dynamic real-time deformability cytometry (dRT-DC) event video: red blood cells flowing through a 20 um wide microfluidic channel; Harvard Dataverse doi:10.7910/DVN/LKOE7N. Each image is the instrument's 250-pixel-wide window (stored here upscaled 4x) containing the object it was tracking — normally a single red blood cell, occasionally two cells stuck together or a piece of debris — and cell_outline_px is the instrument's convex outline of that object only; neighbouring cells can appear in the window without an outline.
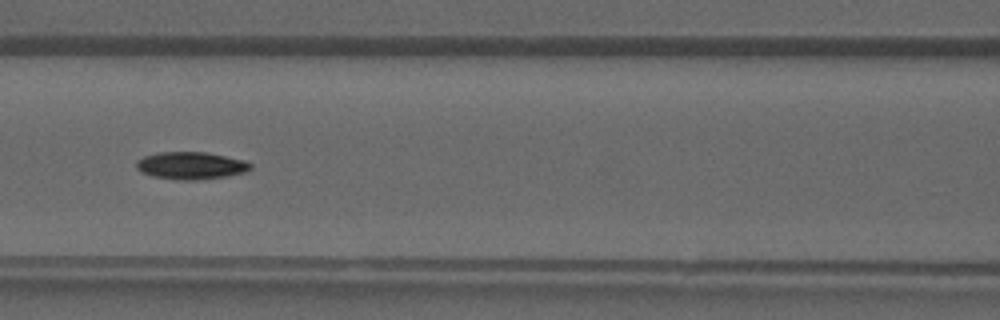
{"species": "common noctule bat (a hibernating species)", "species_latin": "Nyctalus noctula", "temperature_condition": "warm", "stored_images_in_passage": 33, "camera_frame_rate_fps": 3000, "um_per_image_px": 0.085, "animal": {"sex": "male", "forearm_length_mm": 52.5}, "frame": {"image": 1, "passage_image": 11, "time_ms": 3.333, "image_size_px": [1000, 320], "cell_outline_px": [[252, 168], [248, 172], [224, 176], [196, 180], [180, 180], [152, 176], [140, 172], [136, 168], [136, 160], [144, 156], [160, 152], [204, 152], [244, 160], [252, 164]], "centroid_in_image_um": [16.21, 14.08], "position_along_channel_um": 150.4, "area_um2": 18.21}}
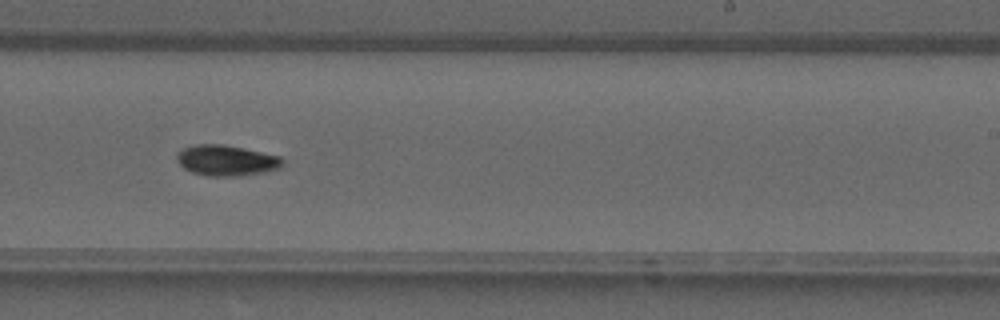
{"frame": {"image": 2, "passage_image": 18, "time_ms": 5.667, "image_size_px": [1000, 320], "cell_outline_px": [[284, 164], [280, 168], [264, 172], [240, 176], [208, 176], [192, 172], [184, 168], [176, 160], [176, 156], [184, 148], [192, 144], [224, 144], [244, 148], [280, 156], [284, 160]], "centroid_in_image_um": [19.26, 13.63], "position_along_channel_um": 269.7, "area_um2": 19.02}}
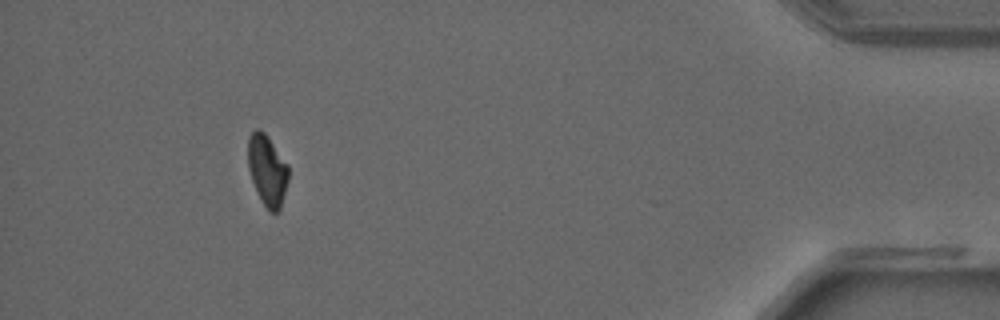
{"frame": {"image": 3, "passage_image": 30, "time_ms": 9.667, "image_size_px": [1000, 320], "cell_outline_px": [[288, 180], [280, 212], [268, 212], [260, 200], [252, 180], [248, 168], [248, 136], [256, 128], [260, 128], [268, 136], [288, 164]], "centroid_in_image_um": [22.72, 14.48], "position_along_channel_um": 412.5, "area_um2": 16.99}}